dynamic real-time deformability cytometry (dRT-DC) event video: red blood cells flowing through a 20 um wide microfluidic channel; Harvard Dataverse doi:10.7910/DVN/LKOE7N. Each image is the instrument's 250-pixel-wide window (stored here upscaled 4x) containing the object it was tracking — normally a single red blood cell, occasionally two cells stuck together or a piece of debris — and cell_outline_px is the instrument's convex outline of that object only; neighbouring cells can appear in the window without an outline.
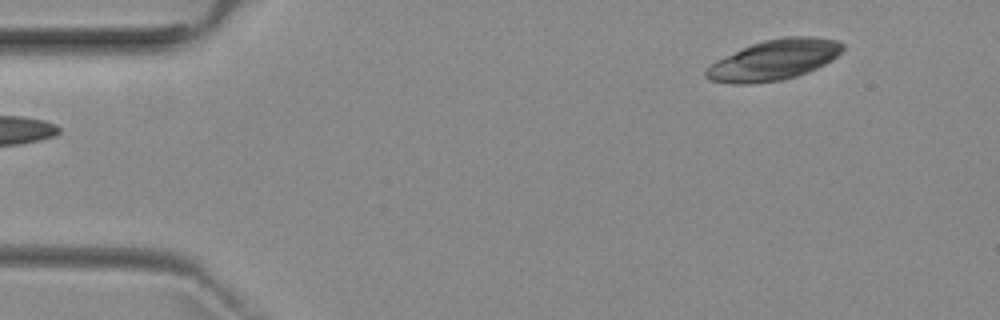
{"species": "common noctule bat (a hibernating species)", "species_latin": "Nyctalus noctula", "temperature_condition": "room temperature", "stored_images_in_passage": 2, "camera_frame_rate_fps": 3000, "um_per_image_px": 0.085, "animal": {"sex": "female", "body_mass_g": 29.2, "forearm_length_mm": 56.3}, "frame": {"image": 1, "passage_image": 2, "time_ms": 1.333, "image_size_px": [1000, 320], "cell_outline_px": [[844, 48], [832, 60], [808, 72], [796, 76], [780, 80], [748, 84], [732, 84], [712, 80], [704, 76], [704, 72], [716, 60], [752, 44], [764, 40], [784, 36], [816, 36], [840, 40], [844, 44]], "centroid_in_image_um": [65.83, 5.08], "position_along_channel_um": 19.2, "area_um2": 32.08}}